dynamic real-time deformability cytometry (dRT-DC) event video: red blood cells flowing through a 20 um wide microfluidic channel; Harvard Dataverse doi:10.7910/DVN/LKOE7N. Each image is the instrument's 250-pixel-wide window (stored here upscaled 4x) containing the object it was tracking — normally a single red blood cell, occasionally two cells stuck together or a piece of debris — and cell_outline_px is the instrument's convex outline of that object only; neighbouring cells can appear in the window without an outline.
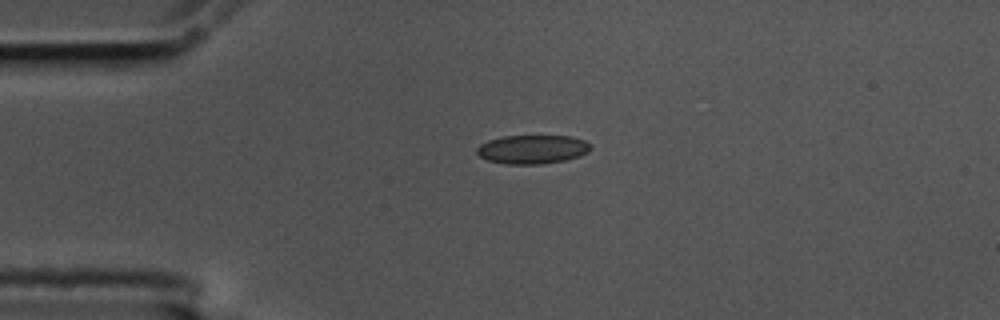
{"species": "common noctule bat (a hibernating species)", "species_latin": "Nyctalus noctula", "temperature_condition": "cold", "stored_images_in_passage": 45, "camera_frame_rate_fps": 3000, "um_per_image_px": 0.085, "animal": {"sex": "male", "body_mass_g": 17.5, "forearm_length_mm": 52.3}, "frame": {"image": 1, "passage_image": 1, "time_ms": 0.0, "image_size_px": [1000, 320], "cell_outline_px": [[592, 148], [588, 152], [580, 156], [564, 160], [540, 164], [508, 164], [488, 160], [480, 156], [476, 152], [476, 148], [480, 144], [488, 140], [504, 136], [572, 136], [584, 140]], "centroid_in_image_um": [45.25, 12.69], "position_along_channel_um": 39.8, "area_um2": 19.02}}
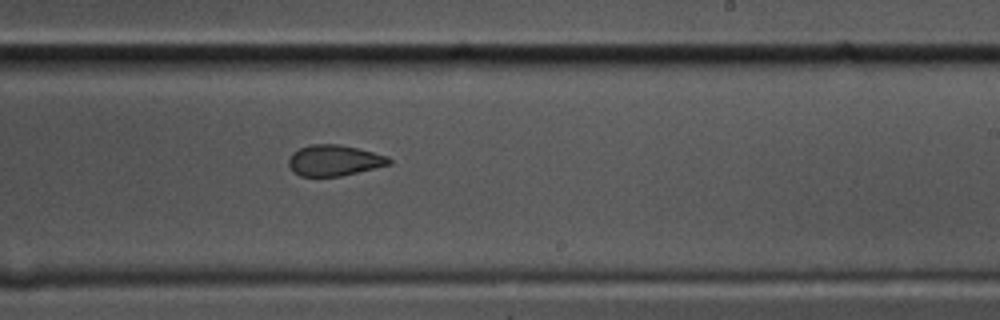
{"frame": {"image": 2, "passage_image": 22, "time_ms": 7.0, "image_size_px": [1000, 320], "cell_outline_px": [[392, 164], [340, 176], [300, 176], [288, 164], [288, 160], [292, 152], [300, 148], [312, 144], [340, 144], [388, 156], [392, 160]], "centroid_in_image_um": [28.42, 13.63], "position_along_channel_um": 260.6, "area_um2": 17.92}}
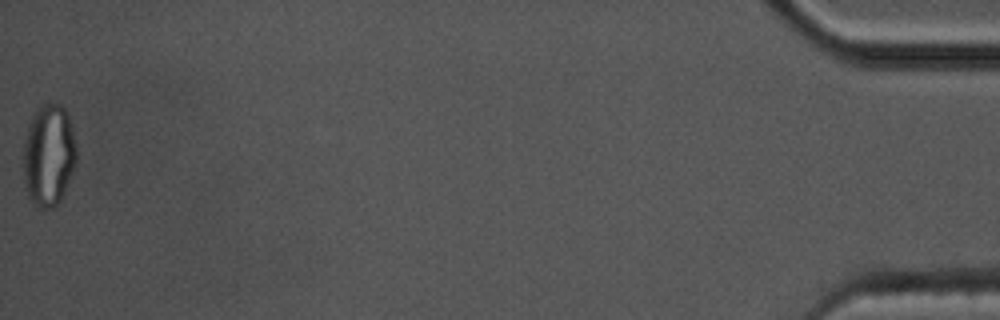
{"frame": {"image": 3, "passage_image": 45, "time_ms": 14.667, "image_size_px": [1000, 320], "cell_outline_px": [[76, 164], [64, 192], [60, 200], [52, 208], [36, 208], [32, 204], [28, 196], [24, 180], [24, 140], [28, 124], [32, 112], [40, 104], [60, 104], [64, 108], [68, 116], [72, 128], [76, 144]], "centroid_in_image_um": [4.13, 13.18], "position_along_channel_um": 431.1, "area_um2": 31.85}, "authors_computed_cell_mechanics": {"area_um2": 19.0162, "velocity_mm_per_s": 3.5187, "shape_relaxation_time_tau1_ms": null, "shape_relaxation_time_tau2_ms": 2.7098, "deformation_change_tau1": null, "deformation_change_tau2": 0.0759}}